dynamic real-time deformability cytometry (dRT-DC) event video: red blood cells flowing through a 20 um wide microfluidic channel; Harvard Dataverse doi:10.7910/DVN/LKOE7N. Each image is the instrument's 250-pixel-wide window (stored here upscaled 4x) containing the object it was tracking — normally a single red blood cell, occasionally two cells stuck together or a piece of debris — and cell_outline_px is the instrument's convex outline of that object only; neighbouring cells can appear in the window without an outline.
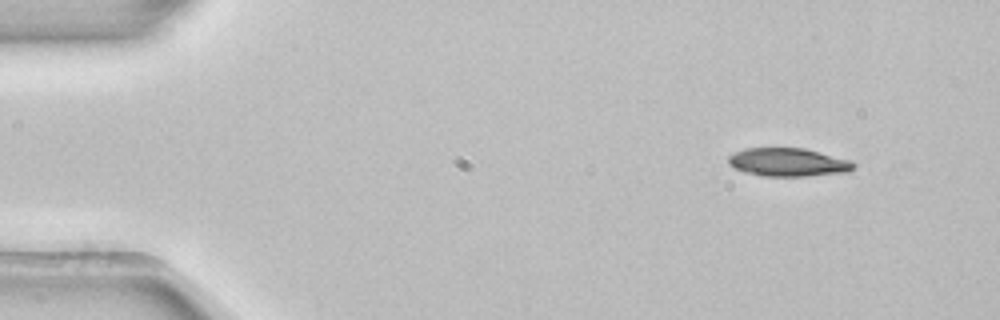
{"species": "common noctule bat (a hibernating species)", "species_latin": "Nyctalus noctula", "temperature_condition": "room temperature", "stored_images_in_passage": 4, "camera_frame_rate_fps": 3000, "um_per_image_px": 0.085, "animal": {"sex": "female", "body_mass_g": 22.7, "forearm_length_mm": 54.2}, "frame": {"image": 1, "passage_image": 1, "time_ms": 0.0, "image_size_px": [1000, 320], "cell_outline_px": [[856, 164], [848, 172], [808, 176], [764, 176], [744, 172], [728, 164], [728, 156], [744, 148], [804, 148], [852, 160]], "centroid_in_image_um": [67.0, 13.79], "position_along_channel_um": 18.0, "area_um2": 20.69}}
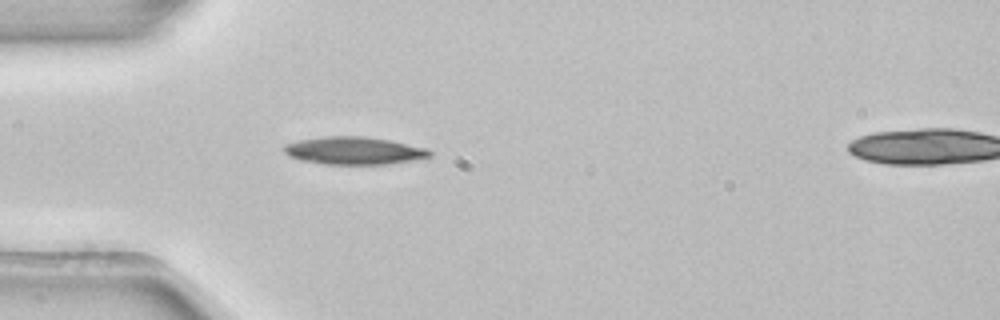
{"frame": {"image": 2, "passage_image": 3, "time_ms": 0.667, "image_size_px": [1000, 320], "cell_outline_px": [[432, 156], [388, 164], [324, 164], [300, 160], [288, 156], [284, 152], [284, 144], [300, 140], [320, 136], [368, 136], [392, 140], [428, 148], [432, 152]], "centroid_in_image_um": [30.09, 12.79], "position_along_channel_um": 54.9, "area_um2": 23.7}}